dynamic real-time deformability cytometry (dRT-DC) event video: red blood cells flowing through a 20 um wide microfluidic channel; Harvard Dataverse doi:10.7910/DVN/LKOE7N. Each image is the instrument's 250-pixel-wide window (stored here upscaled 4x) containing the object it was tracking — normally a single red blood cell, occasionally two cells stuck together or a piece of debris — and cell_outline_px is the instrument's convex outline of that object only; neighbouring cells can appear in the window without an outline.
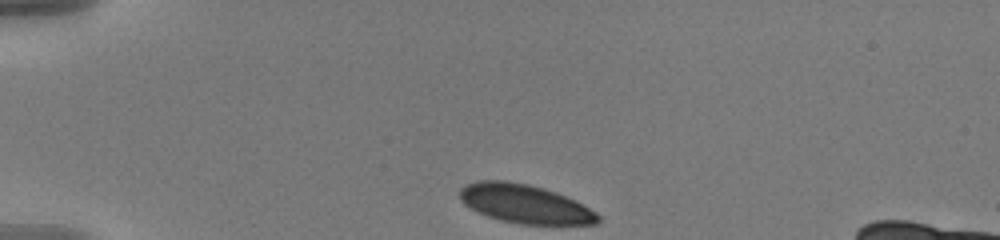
{"species": "human", "species_latin": "Homo sapiens", "temperature_condition": "warm", "stored_images_in_passage": 44, "camera_frame_rate_fps": 3000, "um_per_image_px": 0.085, "donor": {"sex": "male"}, "frame": {"image": 1, "passage_image": 1, "time_ms": 0.0, "image_size_px": [1000, 240], "cell_outline_px": [[600, 220], [596, 224], [520, 224], [500, 220], [488, 216], [464, 204], [460, 200], [460, 188], [476, 180], [504, 180], [528, 184], [544, 188], [556, 192], [596, 212], [600, 216]], "centroid_in_image_um": [44.59, 17.32], "position_along_channel_um": 40.4, "area_um2": 30.87}}
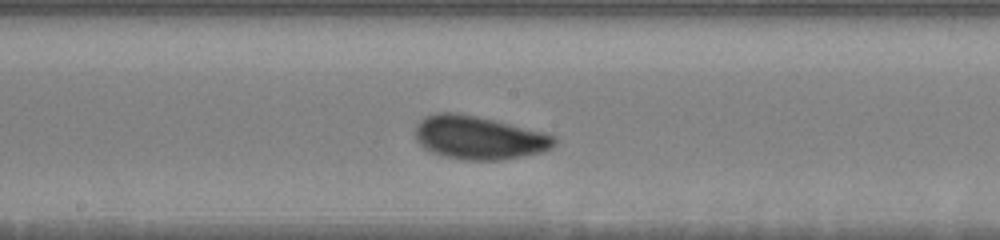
{"frame": {"image": 2, "passage_image": 19, "time_ms": 6.0, "image_size_px": [1000, 240], "cell_outline_px": [[556, 144], [552, 148], [540, 152], [524, 156], [500, 160], [464, 160], [444, 156], [432, 152], [424, 148], [416, 140], [416, 124], [424, 116], [436, 112], [456, 112], [476, 116], [544, 132], [556, 136]], "centroid_in_image_um": [40.69, 11.7], "position_along_channel_um": 207.5, "area_um2": 35.2}}
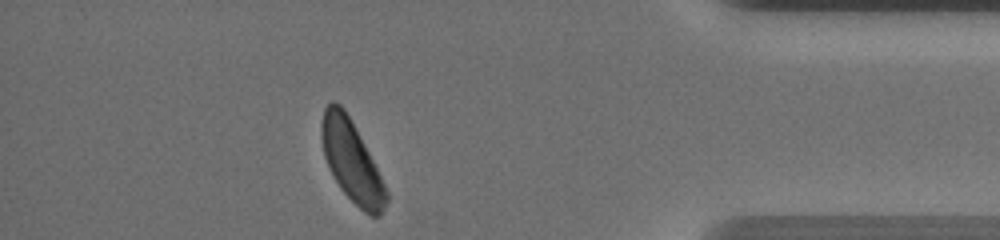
{"frame": {"image": 3, "passage_image": 38, "time_ms": 12.333, "image_size_px": [1000, 240], "cell_outline_px": [[388, 200], [380, 216], [368, 216], [340, 188], [324, 156], [320, 136], [320, 124], [324, 108], [332, 100], [340, 104], [344, 108], [364, 144], [388, 192]], "centroid_in_image_um": [29.87, 13.69], "position_along_channel_um": 405.3, "area_um2": 30.06}, "authors_computed_cell_mechanics": {"area_um2": 32.7148, "velocity_mm_per_s": 3.5962, "shape_relaxation_time_tau1_ms": 2.965, "shape_relaxation_time_tau2_ms": null, "deformation_change_tau1": 0.1074, "deformation_change_tau2": null}}